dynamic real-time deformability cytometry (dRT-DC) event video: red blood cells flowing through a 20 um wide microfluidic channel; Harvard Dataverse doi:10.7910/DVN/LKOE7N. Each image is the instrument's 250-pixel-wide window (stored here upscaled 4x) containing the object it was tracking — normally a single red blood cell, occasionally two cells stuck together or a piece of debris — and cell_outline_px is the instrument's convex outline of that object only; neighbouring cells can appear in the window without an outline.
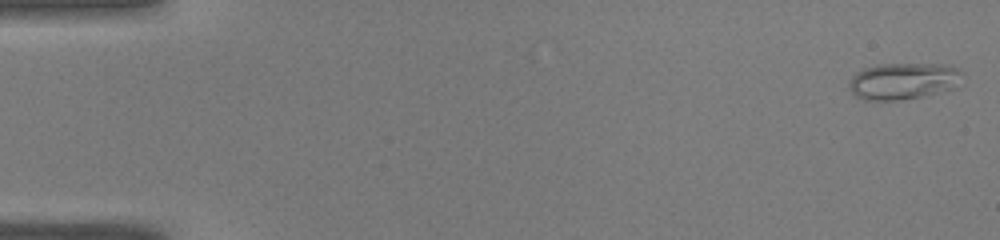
{"species": "common noctule bat (a hibernating species)", "species_latin": "Nyctalus noctula", "temperature_condition": "warm", "stored_images_in_passage": 49, "camera_frame_rate_fps": 3000, "um_per_image_px": 0.085, "animal": {"sex": "male", "body_mass_g": 19.0, "forearm_length_mm": 50.8}, "frame": {"image": 1, "passage_image": 1, "time_ms": 0.0, "image_size_px": [1000, 240], "cell_outline_px": [[964, 72], [956, 88], [920, 96], [900, 100], [864, 100], [856, 96], [848, 88], [848, 84], [852, 76], [856, 72], [864, 68], [876, 64], [940, 64], [956, 68]], "centroid_in_image_um": [76.75, 6.88], "position_along_channel_um": 8.2, "area_um2": 24.22}}
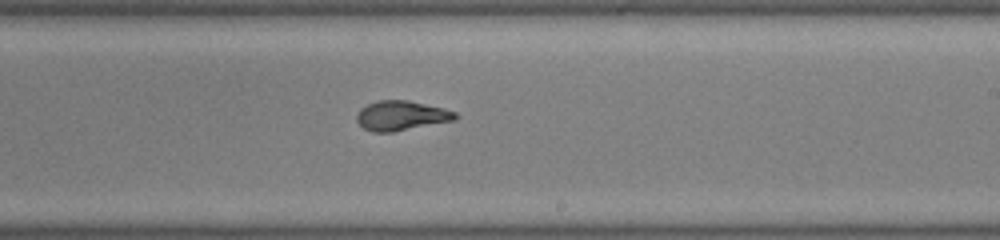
{"frame": {"image": 2, "passage_image": 30, "time_ms": 9.667, "image_size_px": [1000, 240], "cell_outline_px": [[460, 116], [456, 120], [392, 132], [372, 132], [364, 128], [356, 120], [356, 116], [360, 108], [376, 100], [408, 100], [444, 108], [456, 112]], "centroid_in_image_um": [34.13, 9.82], "position_along_channel_um": 254.9, "area_um2": 17.17}}
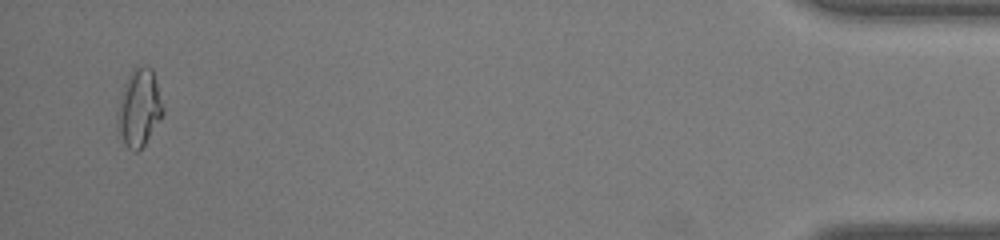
{"frame": {"image": 3, "passage_image": 48, "time_ms": 15.667, "image_size_px": [1000, 240], "cell_outline_px": [[164, 112], [144, 144], [136, 152], [132, 152], [124, 144], [116, 132], [116, 112], [124, 84], [128, 76], [136, 64], [144, 64], [152, 68], [164, 108]], "centroid_in_image_um": [11.78, 9.15], "position_along_channel_um": 423.4, "area_um2": 20.81}, "authors_computed_cell_mechanics": {"area_um2": 17.629, "velocity_mm_per_s": 4.1085, "shape_relaxation_time_tau1_ms": 10.0144, "shape_relaxation_time_tau2_ms": 0.9263, "deformation_change_tau1": 0.338, "deformation_change_tau2": 0.0702}}